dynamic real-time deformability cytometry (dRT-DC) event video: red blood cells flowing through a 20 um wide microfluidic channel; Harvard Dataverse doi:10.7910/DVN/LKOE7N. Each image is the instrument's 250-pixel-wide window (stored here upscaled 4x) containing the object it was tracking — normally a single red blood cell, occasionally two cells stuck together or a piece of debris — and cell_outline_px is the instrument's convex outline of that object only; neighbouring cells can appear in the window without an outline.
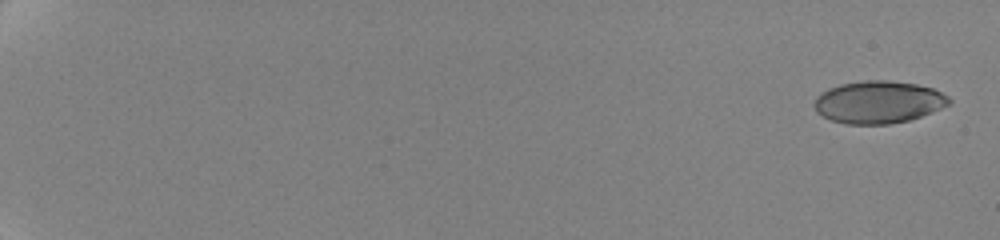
{"species": "human", "species_latin": "Homo sapiens", "temperature_condition": "cold", "stored_images_in_passage": 52, "camera_frame_rate_fps": 3000, "um_per_image_px": 0.085, "donor": {"sex": "female"}, "frame": {"image": 1, "passage_image": 1, "time_ms": 0.0, "image_size_px": [1000, 240], "cell_outline_px": [[952, 100], [948, 104], [940, 108], [920, 116], [908, 120], [888, 124], [848, 124], [832, 120], [816, 112], [812, 104], [816, 96], [820, 92], [828, 88], [840, 84], [864, 80], [888, 80], [916, 84], [932, 88], [948, 96]], "centroid_in_image_um": [74.61, 8.67], "position_along_channel_um": 10.4, "area_um2": 33.23}}
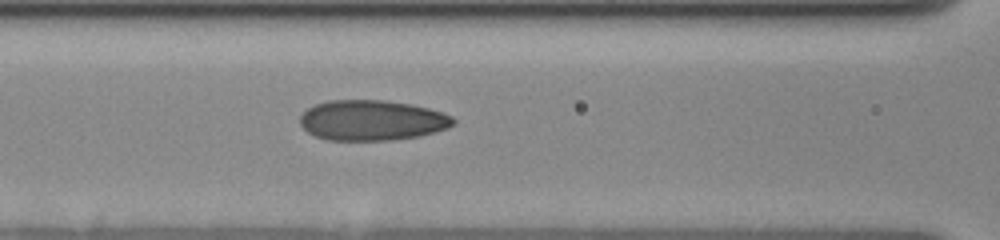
{"frame": {"image": 2, "passage_image": 26, "time_ms": 9.667, "image_size_px": [1000, 240], "cell_outline_px": [[456, 124], [448, 128], [420, 136], [392, 140], [328, 140], [316, 136], [308, 132], [300, 124], [300, 116], [308, 108], [316, 104], [328, 100], [384, 100], [412, 104], [444, 112], [452, 116], [456, 120]], "centroid_in_image_um": [31.66, 10.22], "position_along_channel_um": 134.9, "area_um2": 36.24}}
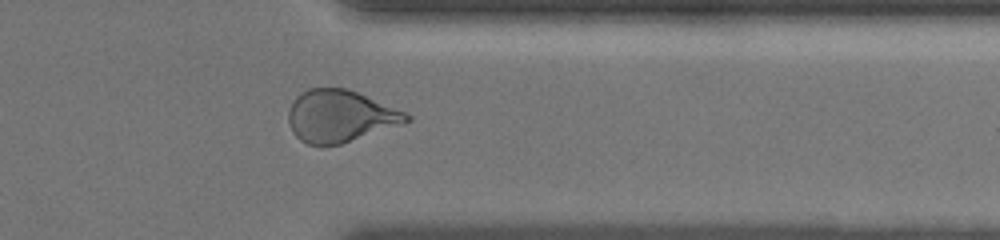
{"frame": {"image": 3, "passage_image": 44, "time_ms": 16.667, "image_size_px": [1000, 240], "cell_outline_px": [[412, 120], [404, 124], [340, 144], [320, 148], [308, 144], [300, 140], [292, 132], [288, 120], [288, 112], [296, 96], [300, 92], [308, 88], [344, 88], [356, 92], [404, 112], [412, 116]], "centroid_in_image_um": [28.88, 9.9], "position_along_channel_um": 382.5, "area_um2": 35.89}, "authors_computed_cell_mechanics": {"area_um2": 34.969, "velocity_mm_per_s": 3.5328, "shape_relaxation_time_tau1_ms": 5.5311, "shape_relaxation_time_tau2_ms": 1.0876, "deformation_change_tau1": 0.1557, "deformation_change_tau2": 0.0584}}